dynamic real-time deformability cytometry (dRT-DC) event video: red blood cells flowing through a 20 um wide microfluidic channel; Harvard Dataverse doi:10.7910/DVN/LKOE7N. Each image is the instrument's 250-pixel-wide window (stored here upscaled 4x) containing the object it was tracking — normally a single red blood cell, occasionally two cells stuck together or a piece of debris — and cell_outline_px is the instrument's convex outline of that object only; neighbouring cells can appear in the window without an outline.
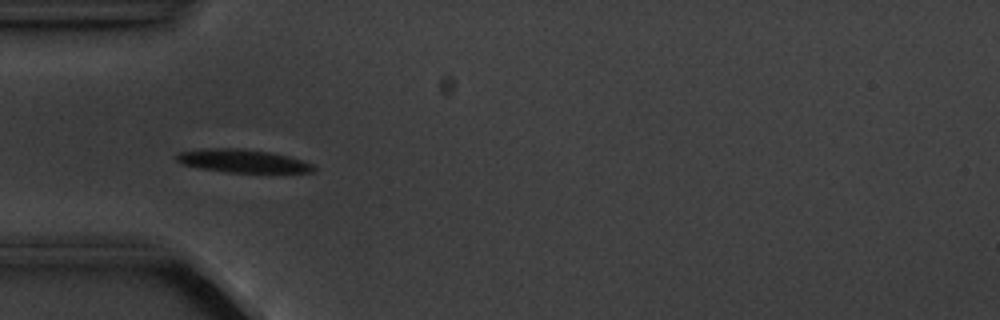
{"species": "common noctule bat (a hibernating species)", "species_latin": "Nyctalus noctula", "temperature_condition": "cold", "stored_images_in_passage": 6, "camera_frame_rate_fps": 3000, "um_per_image_px": 0.085, "animal": {"sex": "male", "body_mass_g": 20.1, "forearm_length_mm": 53.5}, "frame": {"image": 1, "passage_image": 5, "time_ms": 4.667, "image_size_px": [1000, 320], "cell_outline_px": [[316, 168], [312, 172], [228, 172], [200, 168], [184, 164], [176, 160], [176, 156], [180, 152], [204, 148], [240, 148], [268, 152], [288, 156], [312, 164]], "centroid_in_image_um": [20.6, 13.67], "position_along_channel_um": 64.4, "area_um2": 18.15}}